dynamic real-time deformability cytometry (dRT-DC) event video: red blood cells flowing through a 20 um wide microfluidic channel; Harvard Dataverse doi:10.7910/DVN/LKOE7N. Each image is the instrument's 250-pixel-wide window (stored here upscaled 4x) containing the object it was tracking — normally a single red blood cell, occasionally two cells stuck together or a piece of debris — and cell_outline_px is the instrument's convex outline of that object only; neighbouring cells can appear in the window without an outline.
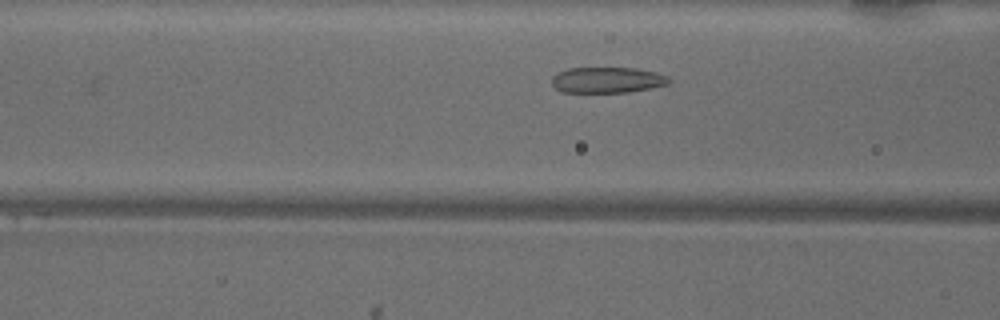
{"species": "common noctule bat (a hibernating species)", "species_latin": "Nyctalus noctula", "temperature_condition": "warm", "stored_images_in_passage": 27, "camera_frame_rate_fps": 3000, "um_per_image_px": 0.085, "animal": {"sex": "male", "body_mass_g": 18.8}, "frame": {"image": 1, "passage_image": 7, "time_ms": 2.0, "image_size_px": [1000, 320], "cell_outline_px": [[672, 80], [668, 84], [628, 92], [564, 92], [556, 88], [552, 84], [552, 76], [568, 68], [636, 68], [656, 72], [668, 76]], "centroid_in_image_um": [51.64, 6.79], "position_along_channel_um": 115.0, "area_um2": 17.51}}
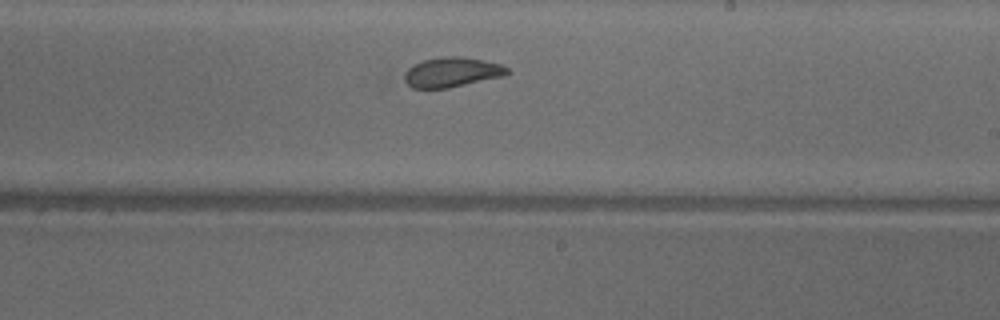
{"frame": {"image": 2, "passage_image": 17, "time_ms": 5.333, "image_size_px": [1000, 320], "cell_outline_px": [[512, 72], [504, 76], [448, 88], [412, 88], [404, 80], [404, 72], [412, 64], [424, 60], [440, 56], [460, 56], [484, 60], [500, 64], [508, 68]], "centroid_in_image_um": [38.41, 6.13], "position_along_channel_um": 250.6, "area_um2": 18.03}}
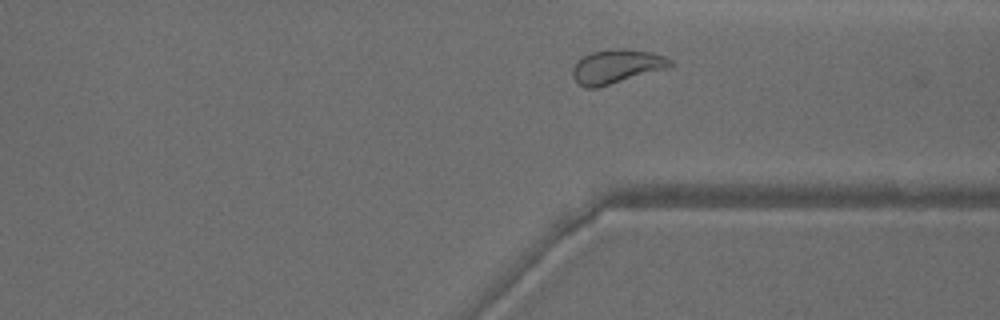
{"frame": {"image": 3, "passage_image": 25, "time_ms": 8.0, "image_size_px": [1000, 320], "cell_outline_px": [[672, 64], [668, 68], [596, 88], [584, 88], [572, 76], [572, 68], [584, 56], [592, 52], [620, 48], [652, 52], [664, 56], [672, 60]], "centroid_in_image_um": [52.42, 5.65], "position_along_channel_um": 359.0, "area_um2": 19.02}, "authors_computed_cell_mechanics": {"area_um2": 18.3804, "velocity_mm_per_s": 4.0662, "shape_relaxation_time_tau1_ms": 10.4217, "shape_relaxation_time_tau2_ms": 1.3213, "deformation_change_tau1": 0.1818, "deformation_change_tau2": 0.0688}}